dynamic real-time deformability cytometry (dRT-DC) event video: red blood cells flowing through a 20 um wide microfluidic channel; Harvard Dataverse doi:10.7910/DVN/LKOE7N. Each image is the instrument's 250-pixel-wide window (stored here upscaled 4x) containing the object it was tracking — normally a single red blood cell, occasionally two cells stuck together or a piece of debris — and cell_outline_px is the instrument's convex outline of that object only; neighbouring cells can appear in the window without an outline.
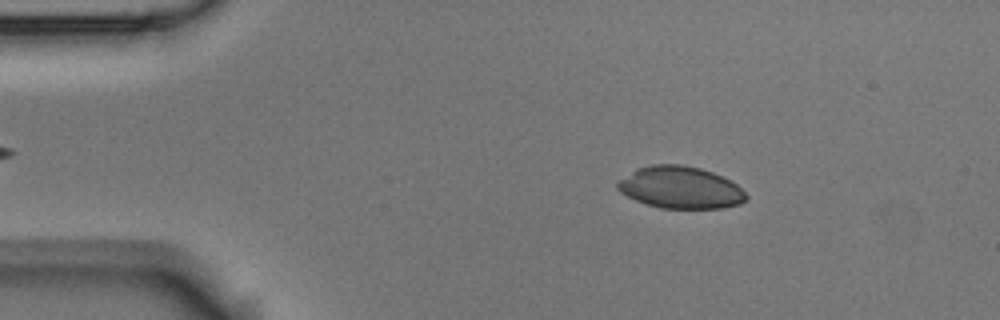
{"species": "Egyptian fruit bat (a non-hibernating species)", "species_latin": "Rousettus aegyptiacus", "temperature_condition": "room temperature", "stored_images_in_passage": 4, "camera_frame_rate_fps": 3000, "um_per_image_px": 0.085, "animal": {"sex": "male"}, "frame": {"image": 1, "passage_image": 2, "time_ms": 0.333, "image_size_px": [1000, 320], "cell_outline_px": [[748, 196], [740, 204], [720, 208], [660, 208], [636, 200], [620, 192], [616, 188], [616, 184], [620, 180], [636, 168], [652, 164], [684, 164], [700, 168], [724, 176], [732, 180]], "centroid_in_image_um": [57.84, 15.92], "position_along_channel_um": 27.2, "area_um2": 31.5}}